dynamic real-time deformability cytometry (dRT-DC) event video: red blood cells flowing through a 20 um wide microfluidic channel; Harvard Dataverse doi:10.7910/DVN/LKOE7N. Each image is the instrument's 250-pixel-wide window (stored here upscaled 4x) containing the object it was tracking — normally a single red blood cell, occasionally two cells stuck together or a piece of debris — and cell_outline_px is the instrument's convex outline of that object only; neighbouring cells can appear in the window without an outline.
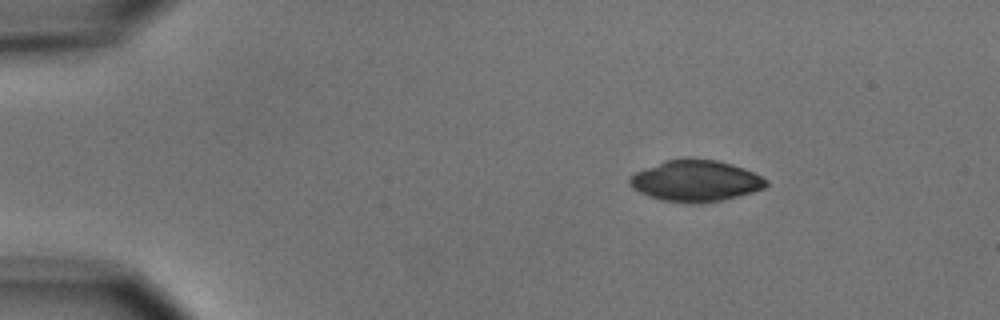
{"species": "common noctule bat (a hibernating species)", "species_latin": "Nyctalus noctula", "temperature_condition": "cold", "stored_images_in_passage": 4, "camera_frame_rate_fps": 3000, "um_per_image_px": 0.085, "animal": {"sex": "male", "body_mass_g": 15.6}, "frame": {"image": 1, "passage_image": 1, "time_ms": 0.0, "image_size_px": [1000, 320], "cell_outline_px": [[768, 184], [764, 188], [752, 192], [724, 200], [696, 204], [692, 204], [660, 200], [648, 196], [632, 188], [628, 184], [628, 176], [636, 172], [664, 160], [716, 160], [732, 164], [744, 168], [768, 180]], "centroid_in_image_um": [59.11, 15.4], "position_along_channel_um": 25.9, "area_um2": 32.66}}